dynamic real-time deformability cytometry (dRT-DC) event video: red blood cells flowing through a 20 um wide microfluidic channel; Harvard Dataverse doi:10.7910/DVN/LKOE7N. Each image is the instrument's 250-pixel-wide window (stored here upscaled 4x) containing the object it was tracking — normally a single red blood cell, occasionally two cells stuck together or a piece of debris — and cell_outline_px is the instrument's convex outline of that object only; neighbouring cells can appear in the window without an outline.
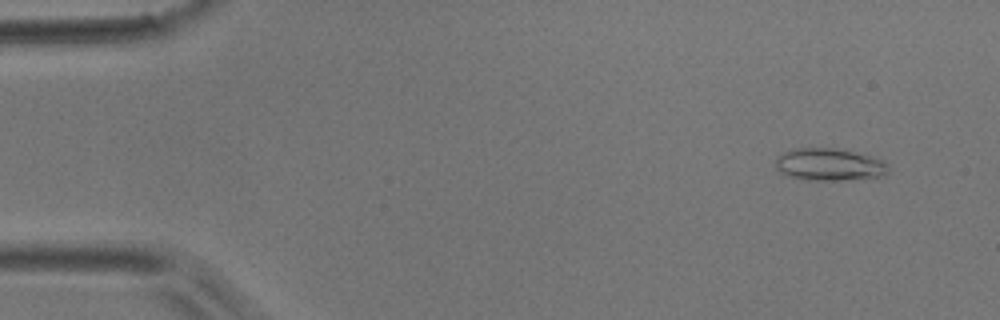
{"species": "common noctule bat (a hibernating species)", "species_latin": "Nyctalus noctula", "temperature_condition": "room temperature", "stored_images_in_passage": 24, "camera_frame_rate_fps": 3000, "um_per_image_px": 0.085, "animal": {"sex": "male", "body_mass_g": 17.9}, "frame": {"image": 1, "passage_image": 4, "time_ms": 1.0, "image_size_px": [1000, 320], "cell_outline_px": [[888, 172], [880, 176], [836, 180], [804, 180], [788, 176], [780, 172], [776, 168], [776, 156], [784, 152], [796, 148], [832, 148], [868, 156], [880, 160], [888, 164]], "centroid_in_image_um": [70.41, 13.99], "position_along_channel_um": 14.6, "area_um2": 20.81}}
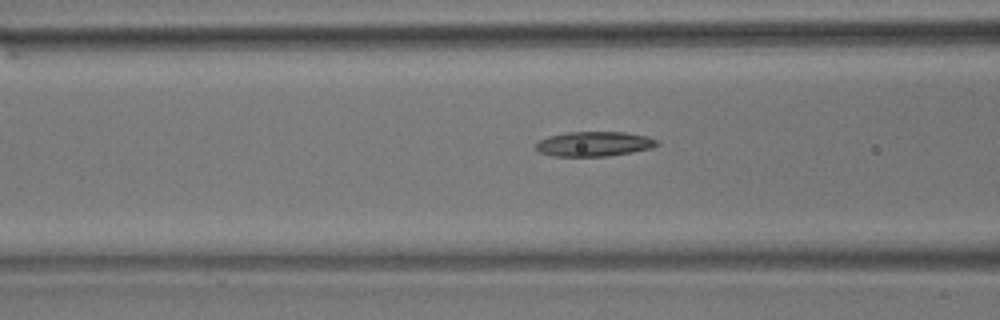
{"frame": {"image": 2, "passage_image": 20, "time_ms": 6.333, "image_size_px": [1000, 320], "cell_outline_px": [[660, 144], [652, 148], [632, 152], [608, 156], [552, 156], [540, 152], [536, 148], [536, 144], [540, 140], [548, 136], [568, 132], [624, 132], [648, 136], [656, 140]], "centroid_in_image_um": [50.52, 12.23], "position_along_channel_um": 116.1, "area_um2": 17.46}}
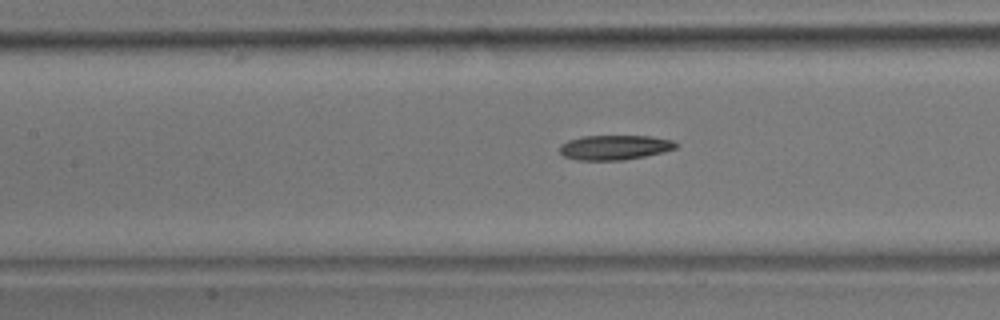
{"frame": {"image": 3, "passage_image": 23, "time_ms": 7.333, "image_size_px": [1000, 320], "cell_outline_px": [[680, 144], [676, 148], [664, 152], [624, 160], [576, 160], [564, 156], [560, 152], [560, 144], [568, 140], [584, 136], [652, 136], [672, 140]], "centroid_in_image_um": [52.27, 12.53], "position_along_channel_um": 155.1, "area_um2": 16.82}}